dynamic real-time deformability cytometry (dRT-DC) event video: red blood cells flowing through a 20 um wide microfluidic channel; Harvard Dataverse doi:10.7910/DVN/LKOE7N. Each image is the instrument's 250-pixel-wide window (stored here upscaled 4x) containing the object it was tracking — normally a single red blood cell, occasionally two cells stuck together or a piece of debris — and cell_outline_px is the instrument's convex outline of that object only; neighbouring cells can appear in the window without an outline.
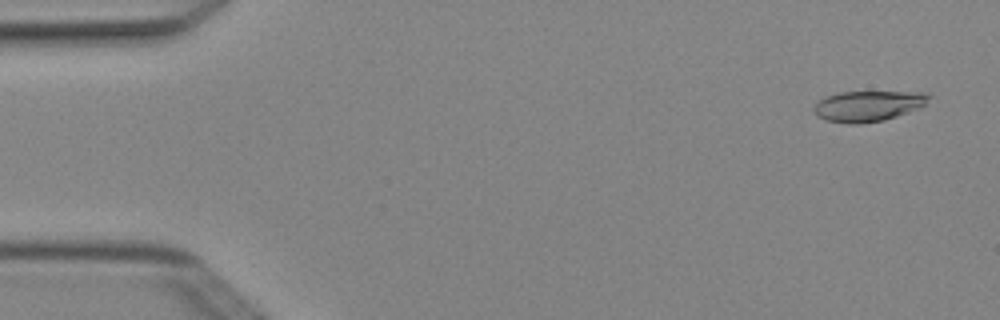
{"species": "Egyptian fruit bat (a non-hibernating species)", "species_latin": "Rousettus aegyptiacus", "temperature_condition": "cold", "stored_images_in_passage": 4, "camera_frame_rate_fps": 3000, "um_per_image_px": 0.085, "animal": {"sex": "female"}, "frame": {"image": 1, "passage_image": 1, "time_ms": 0.0, "image_size_px": [1000, 320], "cell_outline_px": [[932, 96], [920, 108], [884, 120], [860, 124], [848, 124], [828, 120], [816, 116], [812, 108], [824, 96], [840, 92], [928, 92]], "centroid_in_image_um": [73.78, 9.01], "position_along_channel_um": 11.2, "area_um2": 20.58}}
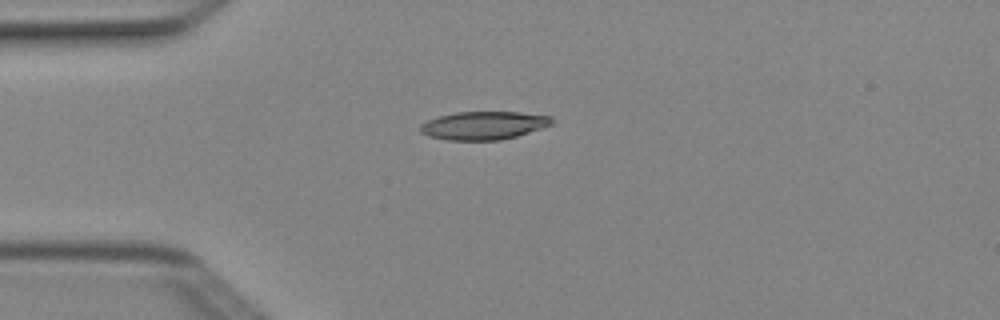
{"frame": {"image": 2, "passage_image": 4, "time_ms": 1.0, "image_size_px": [1000, 320], "cell_outline_px": [[552, 124], [516, 136], [500, 140], [448, 140], [428, 136], [420, 132], [420, 124], [436, 116], [456, 112], [520, 112], [552, 116]], "centroid_in_image_um": [41.07, 10.66], "position_along_channel_um": 43.9, "area_um2": 21.56}}